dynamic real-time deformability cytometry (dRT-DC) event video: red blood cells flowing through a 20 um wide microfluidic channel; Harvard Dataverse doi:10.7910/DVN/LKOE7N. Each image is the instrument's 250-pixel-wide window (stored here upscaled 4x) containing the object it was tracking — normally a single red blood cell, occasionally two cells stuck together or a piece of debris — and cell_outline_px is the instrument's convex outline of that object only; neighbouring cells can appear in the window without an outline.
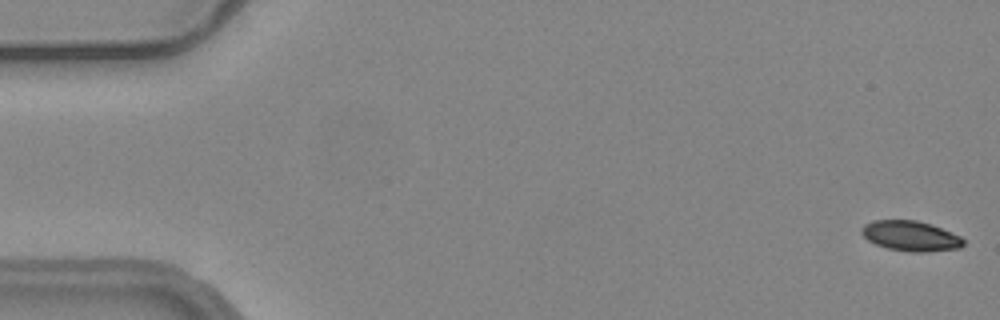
{"species": "common noctule bat (a hibernating species)", "species_latin": "Nyctalus noctula", "temperature_condition": "warm", "stored_images_in_passage": 8, "camera_frame_rate_fps": 3000, "um_per_image_px": 0.085, "animal": {"sex": "female", "body_mass_g": 24.6, "forearm_length_mm": 56.2}, "frame": {"image": 1, "passage_image": 1, "time_ms": 0.0, "image_size_px": [1000, 320], "cell_outline_px": [[964, 244], [960, 248], [928, 252], [912, 252], [888, 248], [876, 244], [868, 240], [860, 232], [860, 228], [864, 224], [872, 220], [916, 220], [932, 224], [960, 236], [964, 240]], "centroid_in_image_um": [77.4, 20.05], "position_along_channel_um": 7.6, "area_um2": 17.98}}